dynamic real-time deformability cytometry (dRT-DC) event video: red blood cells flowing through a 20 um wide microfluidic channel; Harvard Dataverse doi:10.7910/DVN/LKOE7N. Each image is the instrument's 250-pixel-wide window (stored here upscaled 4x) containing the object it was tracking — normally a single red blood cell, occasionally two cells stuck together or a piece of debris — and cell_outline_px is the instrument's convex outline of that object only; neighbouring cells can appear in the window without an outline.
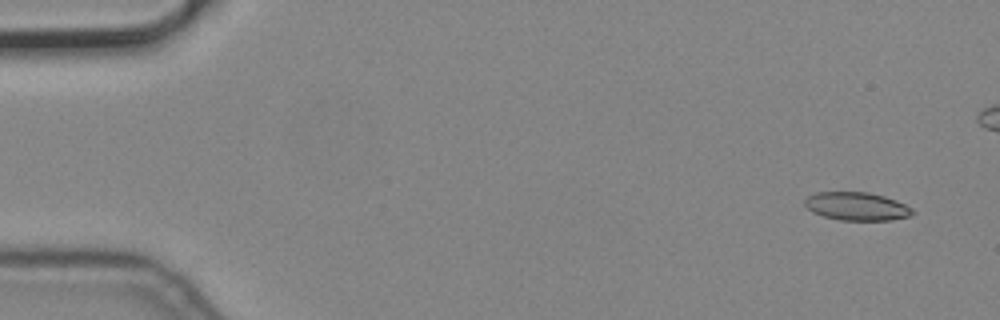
{"species": "common noctule bat (a hibernating species)", "species_latin": "Nyctalus noctula", "temperature_condition": "cold", "stored_images_in_passage": 5, "camera_frame_rate_fps": 3000, "um_per_image_px": 0.085, "animal": {"sex": "male", "body_mass_g": 19.2, "forearm_length_mm": 51.8}, "frame": {"image": 1, "passage_image": 1, "time_ms": 0.0, "image_size_px": [1000, 320], "cell_outline_px": [[916, 212], [912, 216], [892, 220], [840, 220], [824, 216], [812, 212], [804, 204], [804, 200], [808, 196], [816, 192], [868, 192], [884, 196], [896, 200], [912, 208]], "centroid_in_image_um": [72.85, 17.54], "position_along_channel_um": 12.2, "area_um2": 17.8}}